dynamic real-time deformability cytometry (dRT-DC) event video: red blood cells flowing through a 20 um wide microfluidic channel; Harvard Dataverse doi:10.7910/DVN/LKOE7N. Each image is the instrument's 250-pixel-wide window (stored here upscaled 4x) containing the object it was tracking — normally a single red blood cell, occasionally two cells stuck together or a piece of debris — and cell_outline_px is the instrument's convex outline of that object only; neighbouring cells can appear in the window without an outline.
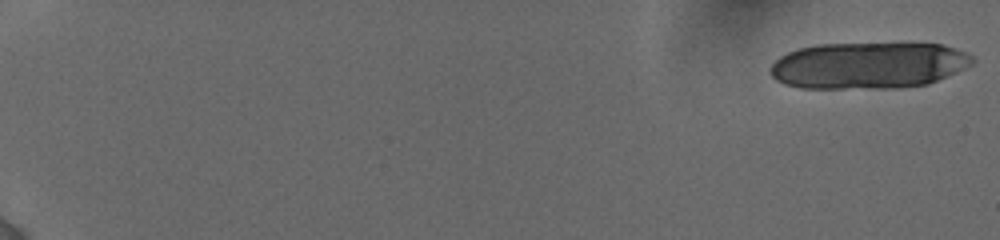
{"species": "human", "species_latin": "Homo sapiens", "temperature_condition": "cold", "stored_images_in_passage": 37, "camera_frame_rate_fps": 3000, "um_per_image_px": 0.085, "donor": {"sex": "female"}, "frame": {"image": 1, "passage_image": 1, "time_ms": 0.0, "image_size_px": [1000, 240], "cell_outline_px": [[976, 60], [972, 64], [956, 72], [928, 84], [900, 88], [800, 88], [784, 84], [776, 80], [768, 72], [768, 68], [780, 56], [788, 52], [800, 48], [816, 44], [944, 44], [968, 52]], "centroid_in_image_um": [73.8, 5.56], "position_along_channel_um": 11.2, "area_um2": 55.08}}